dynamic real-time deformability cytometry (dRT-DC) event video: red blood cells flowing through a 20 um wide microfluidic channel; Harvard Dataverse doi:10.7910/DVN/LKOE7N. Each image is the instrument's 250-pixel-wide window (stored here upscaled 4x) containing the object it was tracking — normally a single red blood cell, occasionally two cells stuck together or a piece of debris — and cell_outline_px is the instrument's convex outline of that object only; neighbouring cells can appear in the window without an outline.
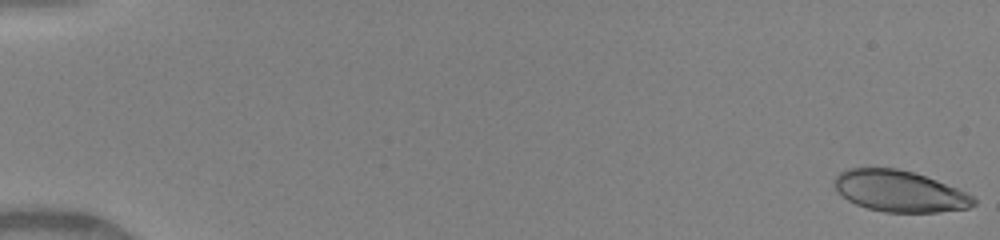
{"species": "human", "species_latin": "Homo sapiens", "temperature_condition": "warm", "stored_images_in_passage": 45, "camera_frame_rate_fps": 3000, "um_per_image_px": 0.085, "donor": {"sex": "female"}, "frame": {"image": 1, "passage_image": 1, "time_ms": 0.0, "image_size_px": [1000, 240], "cell_outline_px": [[976, 204], [968, 208], [940, 212], [884, 212], [868, 208], [856, 204], [848, 200], [836, 192], [832, 180], [840, 172], [848, 168], [896, 168], [912, 172], [936, 180], [956, 188], [972, 196], [976, 200]], "centroid_in_image_um": [76.42, 16.25], "position_along_channel_um": 8.6, "area_um2": 33.41}}
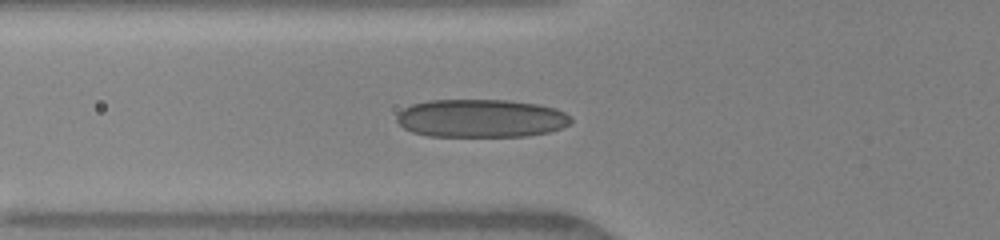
{"frame": {"image": 2, "passage_image": 21, "time_ms": 6.0, "image_size_px": [1000, 240], "cell_outline_px": [[572, 124], [548, 132], [528, 136], [428, 136], [412, 132], [404, 128], [396, 120], [396, 116], [404, 108], [412, 104], [428, 100], [508, 100], [540, 104], [556, 108], [572, 116]], "centroid_in_image_um": [40.92, 10.05], "position_along_channel_um": 84.9, "area_um2": 39.02}}
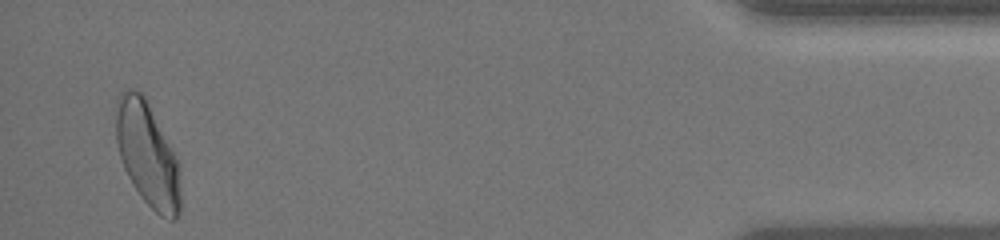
{"frame": {"image": 3, "passage_image": 45, "time_ms": 15.667, "image_size_px": [1000, 240], "cell_outline_px": [[180, 212], [176, 220], [168, 220], [160, 216], [140, 196], [132, 184], [124, 168], [120, 156], [116, 140], [116, 100], [120, 92], [124, 88], [132, 88], [140, 92], [144, 96], [180, 168]], "centroid_in_image_um": [12.51, 13.15], "position_along_channel_um": 422.7, "area_um2": 38.73}, "authors_computed_cell_mechanics": {"area_um2": 36.4718, "velocity_mm_per_s": 4.1808, "shape_relaxation_time_tau1_ms": 4.2071, "shape_relaxation_time_tau2_ms": 0.8243, "deformation_change_tau1": 0.1569, "deformation_change_tau2": 0.0761}}